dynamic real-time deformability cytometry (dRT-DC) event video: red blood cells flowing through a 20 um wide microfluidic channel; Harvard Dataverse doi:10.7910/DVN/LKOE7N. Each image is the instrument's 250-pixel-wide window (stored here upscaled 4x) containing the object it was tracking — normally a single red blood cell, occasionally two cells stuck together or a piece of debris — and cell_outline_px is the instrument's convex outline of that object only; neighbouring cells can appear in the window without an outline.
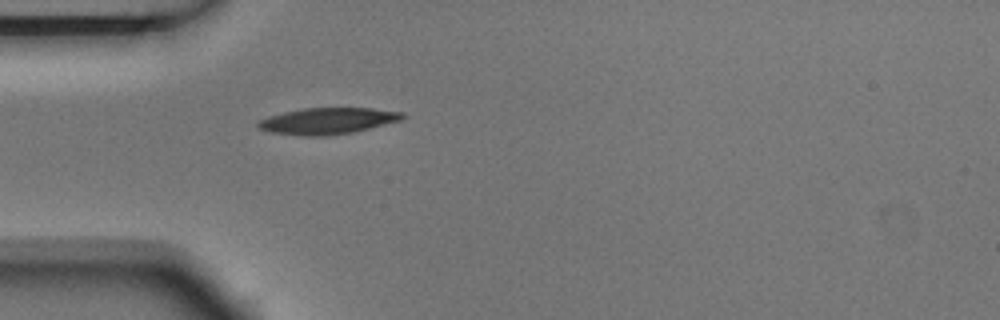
{"species": "Egyptian fruit bat (a non-hibernating species)", "species_latin": "Rousettus aegyptiacus", "temperature_condition": "room temperature", "stored_images_in_passage": 4, "camera_frame_rate_fps": 3000, "um_per_image_px": 0.085, "animal": {"sex": "male"}, "frame": {"image": 1, "passage_image": 4, "time_ms": 1.0, "image_size_px": [1000, 320], "cell_outline_px": [[404, 116], [400, 120], [352, 132], [328, 136], [304, 136], [272, 132], [260, 128], [256, 124], [260, 120], [268, 116], [284, 112], [304, 108], [372, 108], [404, 112]], "centroid_in_image_um": [27.84, 10.27], "position_along_channel_um": 57.2, "area_um2": 21.91}}